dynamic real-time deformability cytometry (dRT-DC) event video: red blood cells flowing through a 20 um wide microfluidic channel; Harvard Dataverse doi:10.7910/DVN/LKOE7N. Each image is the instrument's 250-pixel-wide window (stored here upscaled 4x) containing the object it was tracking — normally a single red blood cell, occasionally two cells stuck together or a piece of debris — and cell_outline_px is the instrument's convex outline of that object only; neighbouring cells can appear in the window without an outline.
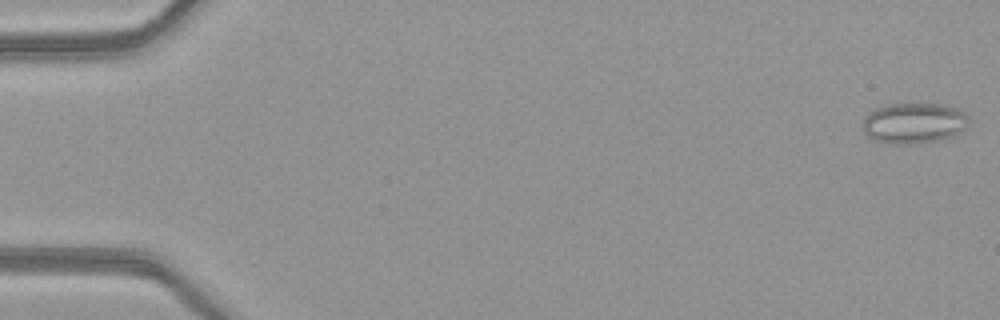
{"species": "common noctule bat (a hibernating species)", "species_latin": "Nyctalus noctula", "temperature_condition": "warm", "stored_images_in_passage": 17, "camera_frame_rate_fps": 3000, "um_per_image_px": 0.085, "animal": {"sex": "female", "body_mass_g": 21.9}, "frame": {"image": 1, "passage_image": 1, "time_ms": 0.0, "image_size_px": [1000, 320], "cell_outline_px": [[972, 120], [960, 132], [952, 136], [936, 140], [912, 144], [888, 144], [872, 140], [864, 132], [864, 116], [872, 108], [888, 104], [948, 104], [964, 112]], "centroid_in_image_um": [77.67, 10.45], "position_along_channel_um": 7.3, "area_um2": 25.49}}